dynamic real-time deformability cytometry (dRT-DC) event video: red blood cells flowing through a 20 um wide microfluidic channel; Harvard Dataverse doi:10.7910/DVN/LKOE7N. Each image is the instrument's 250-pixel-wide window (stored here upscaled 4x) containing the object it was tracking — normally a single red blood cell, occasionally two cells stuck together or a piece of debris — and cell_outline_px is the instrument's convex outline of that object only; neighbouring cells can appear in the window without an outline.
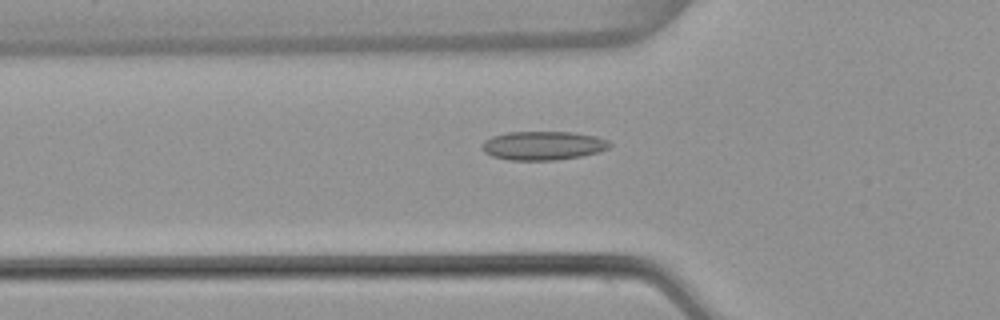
{"species": "common noctule bat (a hibernating species)", "species_latin": "Nyctalus noctula", "temperature_condition": "warm", "stored_images_in_passage": 53, "camera_frame_rate_fps": 3000, "um_per_image_px": 0.085, "animal": {"sex": "female", "body_mass_g": 22.7, "forearm_length_mm": 54.2}, "frame": {"image": 1, "passage_image": 18, "time_ms": 5.667, "image_size_px": [1000, 320], "cell_outline_px": [[612, 144], [608, 148], [600, 152], [580, 156], [556, 160], [508, 160], [492, 156], [484, 152], [484, 140], [492, 136], [508, 132], [572, 132], [596, 136], [608, 140]], "centroid_in_image_um": [46.19, 12.37], "position_along_channel_um": 79.6, "area_um2": 21.39}}
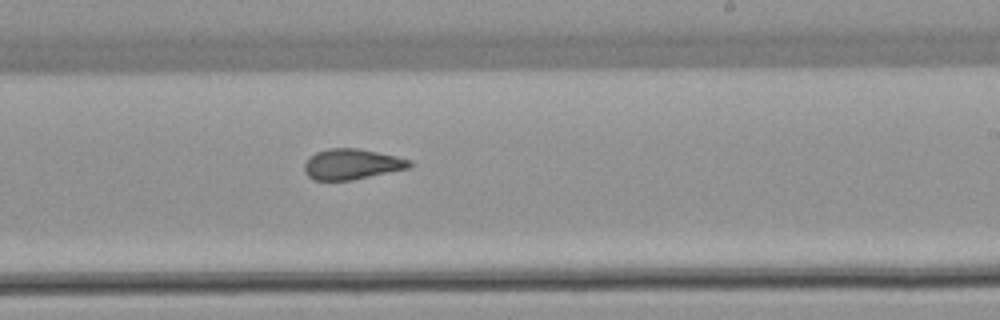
{"frame": {"image": 2, "passage_image": 32, "time_ms": 10.333, "image_size_px": [1000, 320], "cell_outline_px": [[412, 168], [352, 180], [312, 180], [304, 172], [304, 164], [316, 152], [328, 148], [356, 148], [396, 156], [412, 160]], "centroid_in_image_um": [29.93, 13.96], "position_along_channel_um": 259.1, "area_um2": 18.79}}
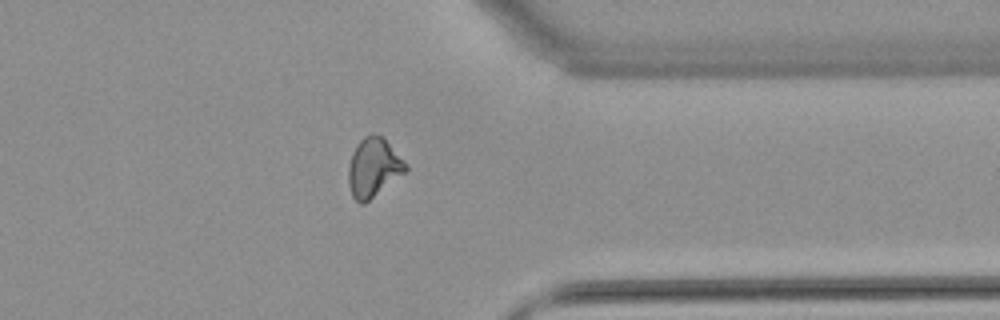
{"frame": {"image": 3, "passage_image": 42, "time_ms": 13.667, "image_size_px": [1000, 320], "cell_outline_px": [[408, 168], [404, 172], [364, 204], [360, 204], [352, 196], [348, 184], [348, 164], [352, 152], [356, 144], [364, 136], [372, 132], [384, 136], [408, 164]], "centroid_in_image_um": [31.73, 14.19], "position_along_channel_um": 379.7, "area_um2": 19.88}, "authors_computed_cell_mechanics": {"area_um2": 19.652, "velocity_mm_per_s": 3.8378, "shape_relaxation_time_tau1_ms": null, "shape_relaxation_time_tau2_ms": 1.4237, "deformation_change_tau1": null, "deformation_change_tau2": 0.0724}}